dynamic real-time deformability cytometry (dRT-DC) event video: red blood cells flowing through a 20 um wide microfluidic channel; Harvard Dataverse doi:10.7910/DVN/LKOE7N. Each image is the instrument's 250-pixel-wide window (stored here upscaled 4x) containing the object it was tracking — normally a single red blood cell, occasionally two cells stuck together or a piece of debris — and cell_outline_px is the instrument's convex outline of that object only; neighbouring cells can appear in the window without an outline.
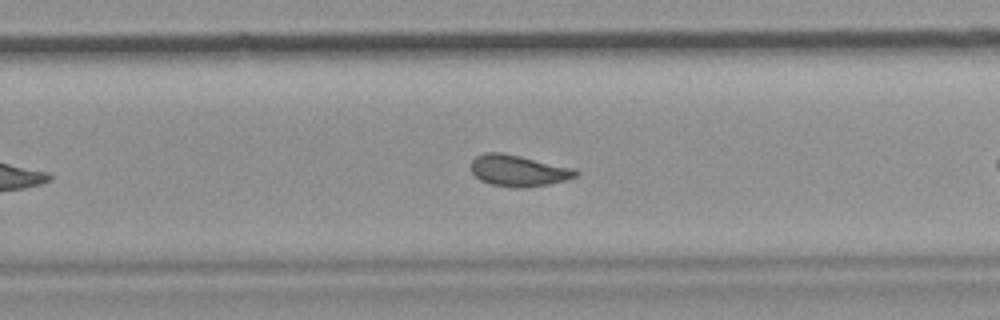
{"species": "common noctule bat (a hibernating species)", "species_latin": "Nyctalus noctula", "temperature_condition": "room temperature", "stored_images_in_passage": 29, "camera_frame_rate_fps": 3000, "um_per_image_px": 0.085, "animal": {"sex": "female", "body_mass_g": 19.9}, "frame": {"image": 1, "passage_image": 21, "time_ms": 6.667, "image_size_px": [1000, 320], "cell_outline_px": [[580, 172], [576, 176], [564, 180], [548, 184], [520, 188], [516, 188], [492, 184], [480, 180], [472, 172], [472, 160], [476, 156], [484, 152], [500, 152], [520, 156], [576, 168]], "centroid_in_image_um": [44.08, 14.49], "position_along_channel_um": 285.7, "area_um2": 19.02}}